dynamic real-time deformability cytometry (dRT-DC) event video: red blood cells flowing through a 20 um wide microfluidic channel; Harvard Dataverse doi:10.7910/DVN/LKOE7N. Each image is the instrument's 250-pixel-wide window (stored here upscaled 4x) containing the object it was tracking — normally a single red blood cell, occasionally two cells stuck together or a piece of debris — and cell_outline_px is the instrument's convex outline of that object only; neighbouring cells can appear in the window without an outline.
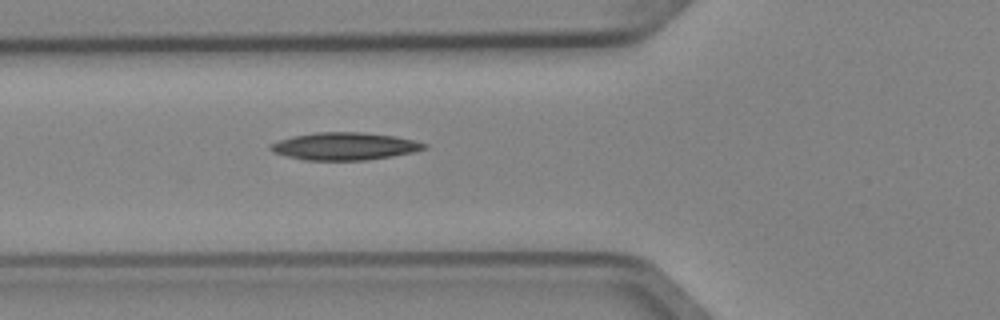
{"species": "Egyptian fruit bat (a non-hibernating species)", "species_latin": "Rousettus aegyptiacus", "temperature_condition": "cold", "stored_images_in_passage": 2, "camera_frame_rate_fps": 3000, "um_per_image_px": 0.085, "animal": {"sex": "female"}, "frame": {"image": 1, "passage_image": 2, "time_ms": 0.333, "image_size_px": [1000, 320], "cell_outline_px": [[428, 148], [412, 152], [392, 156], [364, 160], [304, 160], [272, 152], [268, 148], [272, 144], [280, 140], [292, 136], [316, 132], [360, 132], [396, 136], [428, 144]], "centroid_in_image_um": [29.3, 12.43], "position_along_channel_um": 96.5, "area_um2": 24.51}}